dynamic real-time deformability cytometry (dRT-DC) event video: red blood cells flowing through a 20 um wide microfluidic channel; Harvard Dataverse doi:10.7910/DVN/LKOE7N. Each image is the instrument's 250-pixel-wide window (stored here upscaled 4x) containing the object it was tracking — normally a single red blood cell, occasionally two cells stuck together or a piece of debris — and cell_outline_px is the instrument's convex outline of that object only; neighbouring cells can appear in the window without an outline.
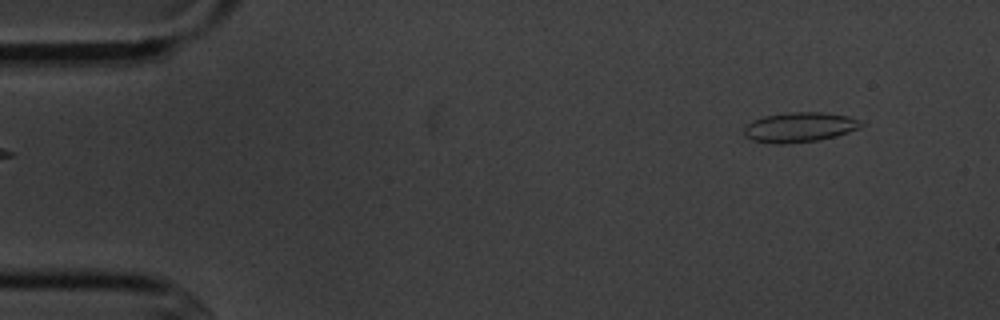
{"species": "common noctule bat (a hibernating species)", "species_latin": "Nyctalus noctula", "temperature_condition": "cold", "stored_images_in_passage": 5, "camera_frame_rate_fps": 3000, "um_per_image_px": 0.085, "animal": {"sex": "male", "body_mass_g": 20.1, "forearm_length_mm": 53.5}, "frame": {"image": 1, "passage_image": 5, "time_ms": 4.333, "image_size_px": [1000, 320], "cell_outline_px": [[864, 124], [848, 132], [836, 136], [820, 140], [788, 144], [776, 144], [752, 140], [744, 136], [744, 128], [752, 120], [764, 116], [788, 112], [824, 112], [848, 116], [860, 120]], "centroid_in_image_um": [67.94, 10.81], "position_along_channel_um": 17.1, "area_um2": 20.46}}